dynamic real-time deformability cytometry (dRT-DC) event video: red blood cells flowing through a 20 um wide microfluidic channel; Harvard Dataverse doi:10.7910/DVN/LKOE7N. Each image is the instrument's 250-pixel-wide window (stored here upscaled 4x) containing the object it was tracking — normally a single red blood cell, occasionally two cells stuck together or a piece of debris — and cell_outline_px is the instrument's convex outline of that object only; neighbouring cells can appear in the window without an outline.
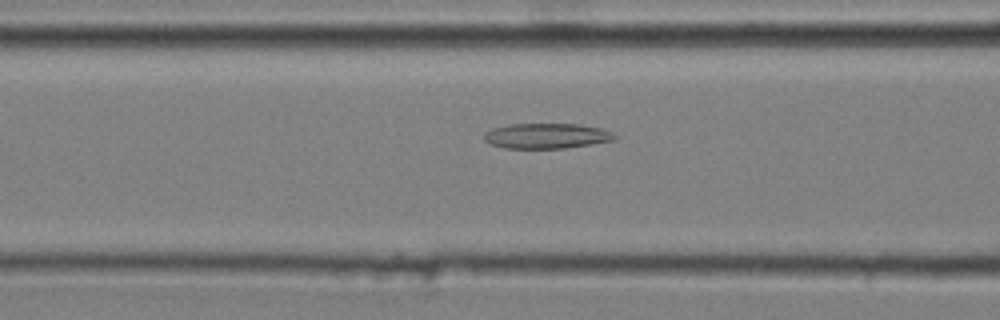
{"species": "common noctule bat (a hibernating species)", "species_latin": "Nyctalus noctula", "temperature_condition": "cold", "stored_images_in_passage": 48, "camera_frame_rate_fps": 3000, "um_per_image_px": 0.085, "animal": {"sex": "male", "body_mass_g": 20.4}, "frame": {"image": 1, "passage_image": 21, "time_ms": 6.667, "image_size_px": [1000, 320], "cell_outline_px": [[616, 136], [612, 140], [592, 144], [564, 148], [504, 148], [492, 144], [484, 140], [484, 132], [492, 128], [508, 124], [576, 124], [600, 128], [612, 132]], "centroid_in_image_um": [46.41, 11.55], "position_along_channel_um": 120.2, "area_um2": 19.07}}
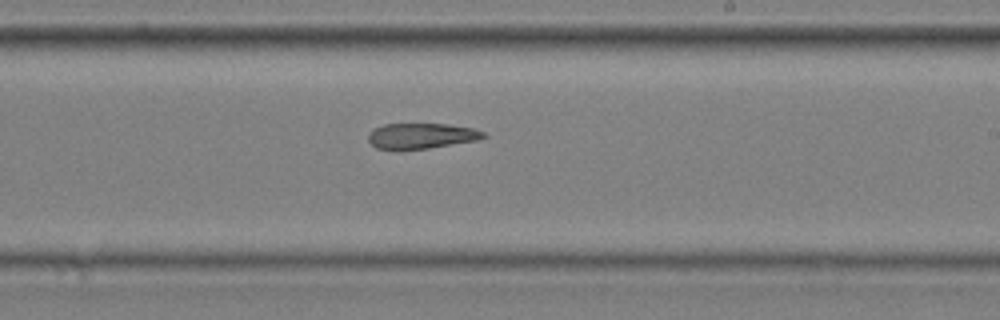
{"frame": {"image": 2, "passage_image": 32, "time_ms": 10.333, "image_size_px": [1000, 320], "cell_outline_px": [[488, 136], [476, 140], [428, 148], [400, 152], [376, 148], [368, 140], [368, 136], [372, 128], [384, 124], [448, 124], [472, 128], [484, 132]], "centroid_in_image_um": [35.74, 11.57], "position_along_channel_um": 253.3, "area_um2": 17.51}}
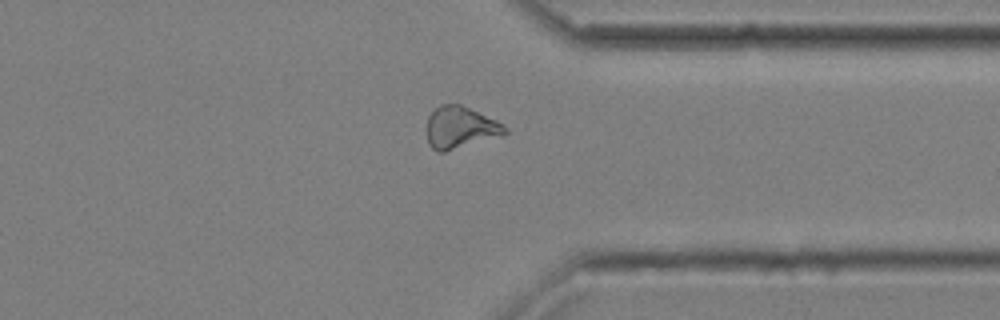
{"frame": {"image": 3, "passage_image": 42, "time_ms": 13.667, "image_size_px": [1000, 320], "cell_outline_px": [[508, 132], [444, 152], [436, 152], [428, 144], [428, 116], [440, 104], [460, 104], [496, 120], [508, 128]], "centroid_in_image_um": [39.08, 10.83], "position_along_channel_um": 372.3, "area_um2": 18.55}, "authors_computed_cell_mechanics": {"area_um2": 19.1896, "velocity_mm_per_s": 3.6353, "shape_relaxation_time_tau1_ms": null, "shape_relaxation_time_tau2_ms": 10.3109, "deformation_change_tau1": null, "deformation_change_tau2": 0.2181}}